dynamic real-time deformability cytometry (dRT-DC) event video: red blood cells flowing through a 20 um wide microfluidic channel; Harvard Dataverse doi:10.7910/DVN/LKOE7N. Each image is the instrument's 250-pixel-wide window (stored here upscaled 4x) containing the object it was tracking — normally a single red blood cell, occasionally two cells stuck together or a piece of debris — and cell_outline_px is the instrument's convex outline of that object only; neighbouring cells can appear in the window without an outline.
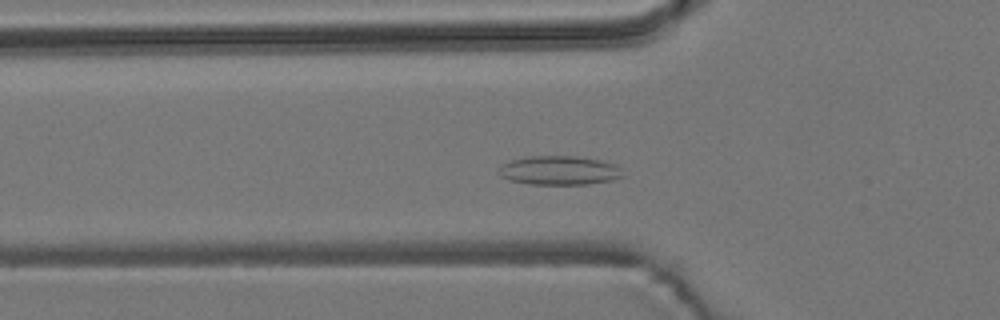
{"species": "common noctule bat (a hibernating species)", "species_latin": "Nyctalus noctula", "temperature_condition": "room temperature", "stored_images_in_passage": 51, "camera_frame_rate_fps": 3000, "um_per_image_px": 0.085, "animal": {"sex": "male", "body_mass_g": 19.2, "forearm_length_mm": 51.8}, "frame": {"image": 1, "passage_image": 14, "time_ms": 4.333, "image_size_px": [1000, 320], "cell_outline_px": [[624, 176], [612, 180], [588, 184], [532, 184], [508, 180], [500, 176], [500, 164], [512, 160], [528, 156], [576, 156], [600, 160], [616, 164], [620, 168]], "centroid_in_image_um": [47.55, 14.48], "position_along_channel_um": 78.3, "area_um2": 20.98}}
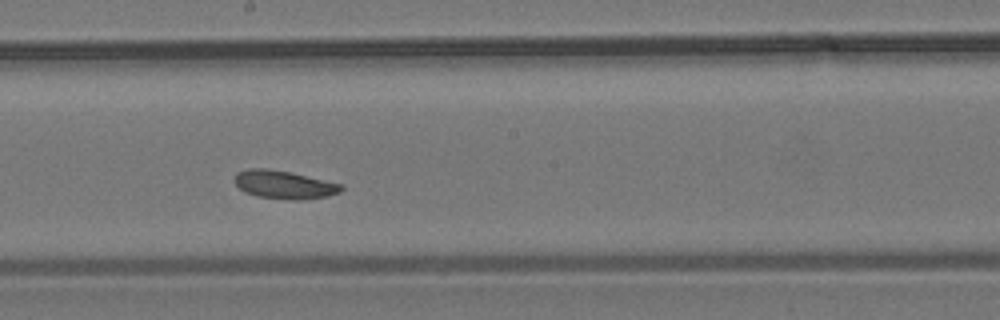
{"frame": {"image": 2, "passage_image": 26, "time_ms": 8.333, "image_size_px": [1000, 320], "cell_outline_px": [[344, 188], [340, 192], [328, 196], [304, 200], [292, 200], [256, 196], [244, 192], [232, 180], [236, 172], [248, 168], [268, 168], [288, 172], [344, 184]], "centroid_in_image_um": [24.14, 15.7], "position_along_channel_um": 224.1, "area_um2": 17.74}}
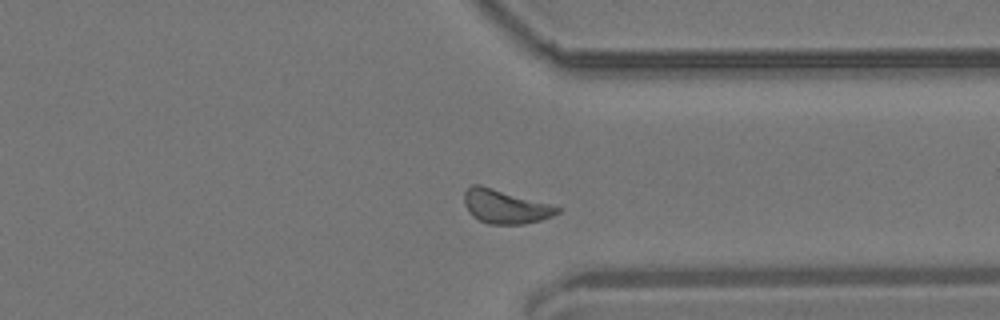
{"frame": {"image": 3, "passage_image": 38, "time_ms": 12.333, "image_size_px": [1000, 320], "cell_outline_px": [[560, 212], [552, 216], [540, 220], [520, 224], [488, 224], [472, 216], [468, 212], [464, 204], [464, 192], [472, 184], [480, 184], [548, 204], [560, 208]], "centroid_in_image_um": [42.88, 17.56], "position_along_channel_um": 368.5, "area_um2": 18.09}}